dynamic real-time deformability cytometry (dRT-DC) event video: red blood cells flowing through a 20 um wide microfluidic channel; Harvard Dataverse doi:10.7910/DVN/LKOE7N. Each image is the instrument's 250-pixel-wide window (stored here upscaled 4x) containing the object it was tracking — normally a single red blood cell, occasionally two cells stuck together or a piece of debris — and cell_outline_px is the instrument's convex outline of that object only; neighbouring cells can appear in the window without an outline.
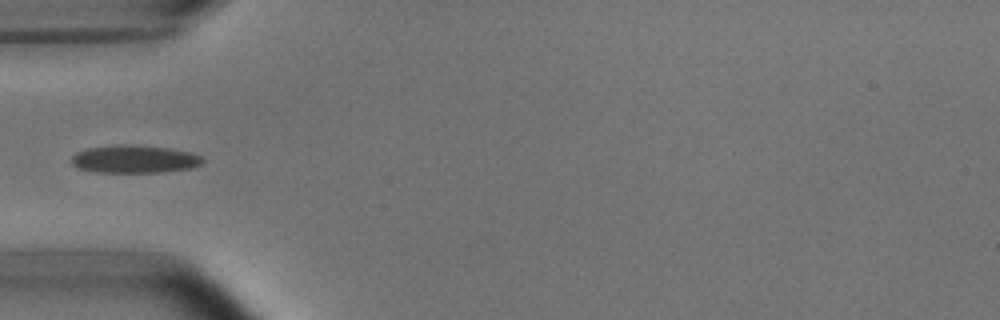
{"species": "common noctule bat (a hibernating species)", "species_latin": "Nyctalus noctula", "temperature_condition": "room temperature", "stored_images_in_passage": 5, "camera_frame_rate_fps": 3000, "um_per_image_px": 0.085, "animal": {"sex": "male", "body_mass_g": 15.6}, "frame": {"image": 1, "passage_image": 4, "time_ms": 1.0, "image_size_px": [1000, 320], "cell_outline_px": [[204, 160], [200, 164], [192, 168], [160, 172], [96, 172], [76, 168], [72, 164], [72, 156], [76, 152], [88, 148], [128, 144], [172, 148], [192, 152], [200, 156]], "centroid_in_image_um": [11.44, 13.52], "position_along_channel_um": 73.6, "area_um2": 21.27}}